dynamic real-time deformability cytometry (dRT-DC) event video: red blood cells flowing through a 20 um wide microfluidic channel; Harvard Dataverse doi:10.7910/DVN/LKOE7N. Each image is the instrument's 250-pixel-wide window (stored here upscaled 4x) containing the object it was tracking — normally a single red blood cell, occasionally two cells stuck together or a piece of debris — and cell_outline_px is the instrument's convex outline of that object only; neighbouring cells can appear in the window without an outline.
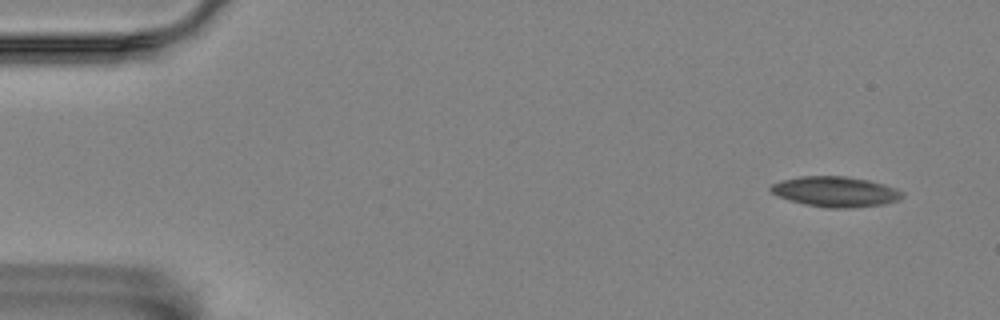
{"species": "Egyptian fruit bat (a non-hibernating species)", "species_latin": "Rousettus aegyptiacus", "temperature_condition": "room temperature", "stored_images_in_passage": 4, "camera_frame_rate_fps": 3000, "um_per_image_px": 0.085, "animal": {"sex": "female"}, "frame": {"image": 1, "passage_image": 1, "time_ms": 0.0, "image_size_px": [1000, 320], "cell_outline_px": [[904, 196], [900, 200], [884, 204], [852, 208], [828, 208], [804, 204], [780, 196], [772, 192], [768, 188], [772, 184], [780, 180], [800, 176], [844, 176], [868, 180], [884, 184], [896, 188], [904, 192]], "centroid_in_image_um": [71.05, 16.29], "position_along_channel_um": 13.9, "area_um2": 23.29}}